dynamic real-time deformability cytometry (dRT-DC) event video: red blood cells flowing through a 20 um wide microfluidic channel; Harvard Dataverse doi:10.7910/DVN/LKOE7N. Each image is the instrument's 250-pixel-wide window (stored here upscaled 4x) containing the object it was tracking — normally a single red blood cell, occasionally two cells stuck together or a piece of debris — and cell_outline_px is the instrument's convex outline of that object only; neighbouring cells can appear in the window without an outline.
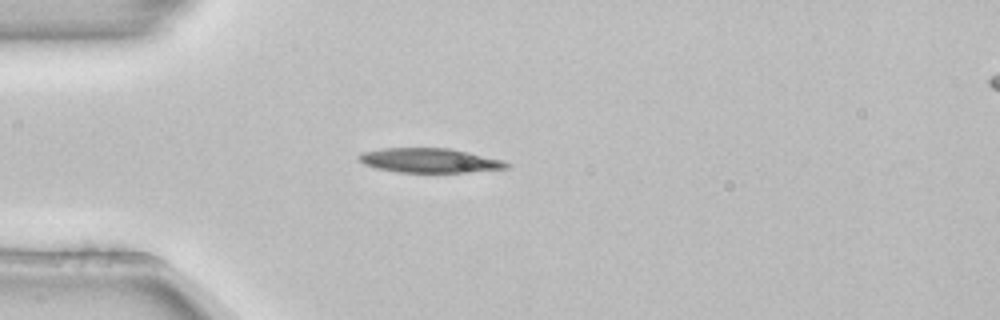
{"species": "common noctule bat (a hibernating species)", "species_latin": "Nyctalus noctula", "temperature_condition": "room temperature", "stored_images_in_passage": 40, "camera_frame_rate_fps": 3000, "um_per_image_px": 0.085, "animal": {"sex": "female", "body_mass_g": 22.7, "forearm_length_mm": 54.2}, "frame": {"image": 1, "passage_image": 1, "time_ms": 0.0, "image_size_px": [1000, 320], "cell_outline_px": [[512, 164], [508, 168], [464, 172], [400, 172], [376, 168], [364, 164], [356, 156], [360, 152], [380, 148], [448, 148], [468, 152], [504, 160]], "centroid_in_image_um": [36.49, 13.63], "position_along_channel_um": 48.5, "area_um2": 21.04}}
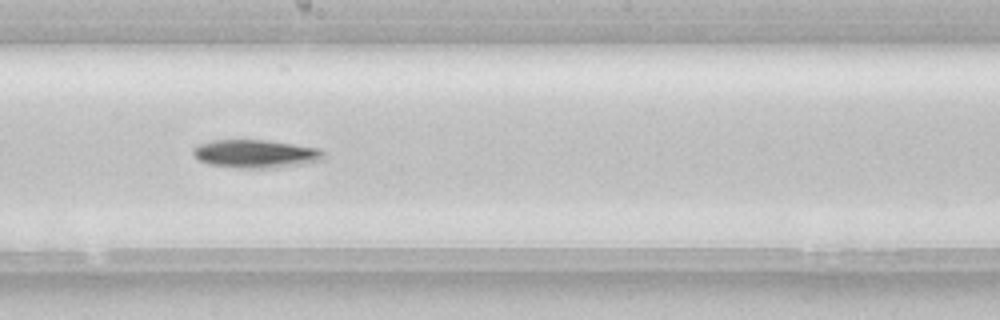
{"frame": {"image": 2, "passage_image": 16, "time_ms": 5.0, "image_size_px": [1000, 320], "cell_outline_px": [[324, 156], [320, 160], [280, 168], [236, 168], [208, 164], [200, 160], [192, 152], [192, 148], [200, 144], [212, 140], [264, 140], [320, 148], [324, 152]], "centroid_in_image_um": [21.72, 13.08], "position_along_channel_um": 226.5, "area_um2": 21.39}}
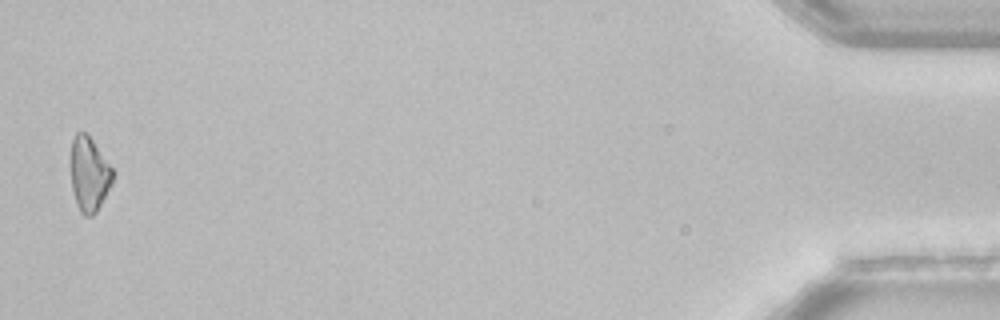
{"frame": {"image": 3, "passage_image": 39, "time_ms": 12.667, "image_size_px": [1000, 320], "cell_outline_px": [[116, 172], [112, 184], [96, 212], [92, 216], [84, 216], [80, 212], [76, 204], [72, 188], [72, 140], [76, 132], [84, 132], [92, 140]], "centroid_in_image_um": [7.61, 14.83], "position_along_channel_um": 427.6, "area_um2": 18.09}, "authors_computed_cell_mechanics": {"area_um2": 19.9121, "velocity_mm_per_s": 3.8579, "shape_relaxation_time_tau1_ms": 3.7097, "shape_relaxation_time_tau2_ms": null, "deformation_change_tau1": 0.1119, "deformation_change_tau2": null}}